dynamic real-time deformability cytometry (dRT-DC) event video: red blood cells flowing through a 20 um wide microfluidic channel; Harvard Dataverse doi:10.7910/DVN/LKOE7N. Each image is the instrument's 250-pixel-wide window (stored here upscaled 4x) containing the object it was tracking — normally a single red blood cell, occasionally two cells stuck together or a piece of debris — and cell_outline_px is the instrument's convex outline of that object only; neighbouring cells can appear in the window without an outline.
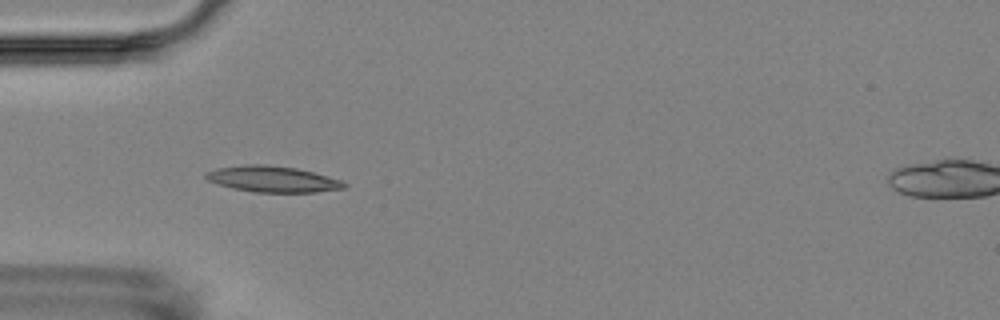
{"species": "Egyptian fruit bat (a non-hibernating species)", "species_latin": "Rousettus aegyptiacus", "temperature_condition": "room temperature", "stored_images_in_passage": 12, "camera_frame_rate_fps": 3000, "um_per_image_px": 0.085, "animal": {"sex": "female"}, "frame": {"image": 1, "passage_image": 3, "time_ms": 3.667, "image_size_px": [1000, 320], "cell_outline_px": [[348, 184], [344, 188], [316, 192], [252, 192], [232, 188], [208, 180], [204, 176], [204, 172], [216, 168], [244, 164], [268, 164], [296, 168], [328, 176], [340, 180]], "centroid_in_image_um": [23.14, 15.21], "position_along_channel_um": 61.9, "area_um2": 21.04}}
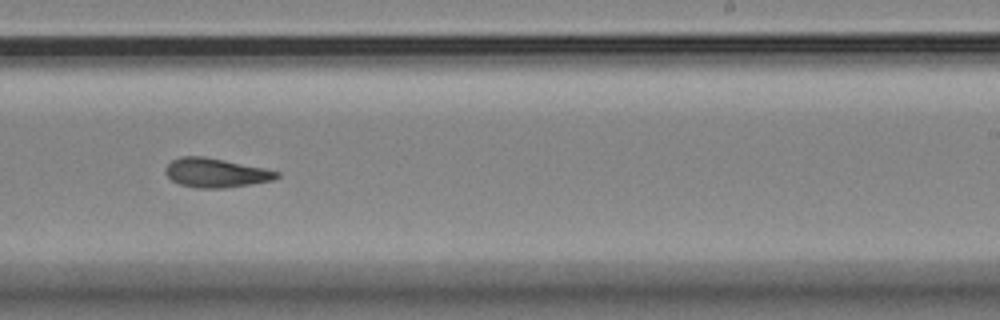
{"frame": {"image": 2, "passage_image": 8, "time_ms": 9.667, "image_size_px": [1000, 320], "cell_outline_px": [[280, 176], [272, 180], [224, 188], [196, 188], [180, 184], [172, 180], [164, 172], [164, 168], [172, 160], [180, 156], [204, 156], [264, 168], [280, 172]], "centroid_in_image_um": [18.31, 14.68], "position_along_channel_um": 270.7, "area_um2": 18.79}}
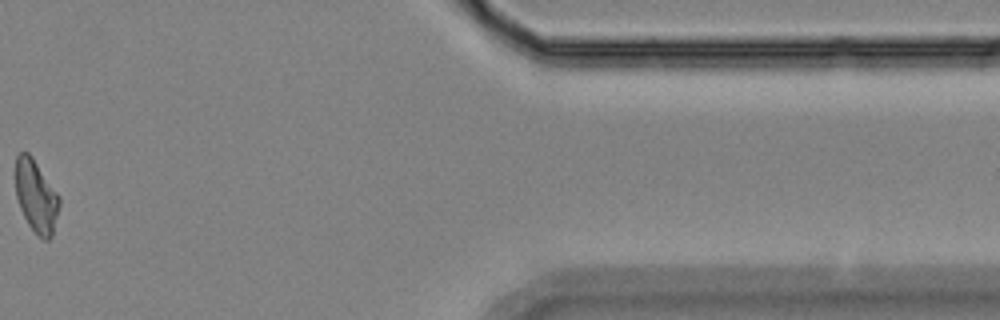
{"frame": {"image": 3, "passage_image": 12, "time_ms": 15.0, "image_size_px": [1000, 320], "cell_outline_px": [[60, 204], [52, 236], [48, 240], [44, 240], [28, 224], [20, 208], [16, 196], [16, 156], [20, 152], [28, 152], [32, 156], [60, 196]], "centroid_in_image_um": [3.08, 16.66], "position_along_channel_um": 408.3, "area_um2": 18.38}, "authors_computed_cell_mechanics": {"area_um2": 18.9584, "velocity_mm_per_s": 3.51, "shape_relaxation_time_tau1_ms": 5.5626, "shape_relaxation_time_tau2_ms": 2.4115, "deformation_change_tau1": 0.1487, "deformation_change_tau2": 0.098}}